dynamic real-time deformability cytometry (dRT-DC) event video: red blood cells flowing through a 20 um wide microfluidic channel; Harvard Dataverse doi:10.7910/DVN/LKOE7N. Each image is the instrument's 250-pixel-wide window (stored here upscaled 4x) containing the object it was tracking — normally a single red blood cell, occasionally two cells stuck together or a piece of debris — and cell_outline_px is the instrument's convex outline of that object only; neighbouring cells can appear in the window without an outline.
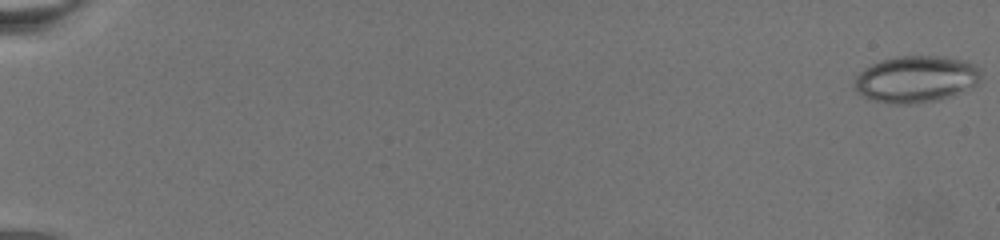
{"species": "common noctule bat (a hibernating species)", "species_latin": "Nyctalus noctula", "temperature_condition": "warm", "stored_images_in_passage": 17, "camera_frame_rate_fps": 3000, "um_per_image_px": 0.085, "animal": {"sex": "female", "body_mass_g": 19.5, "forearm_length_mm": 54.1}, "frame": {"image": 1, "passage_image": 1, "time_ms": 0.0, "image_size_px": [1000, 240], "cell_outline_px": [[980, 76], [976, 84], [952, 96], [940, 100], [912, 104], [888, 104], [872, 100], [856, 92], [852, 84], [856, 76], [864, 68], [872, 64], [896, 56], [944, 56], [976, 64], [980, 68]], "centroid_in_image_um": [77.83, 6.74], "position_along_channel_um": 7.2, "area_um2": 34.62}}